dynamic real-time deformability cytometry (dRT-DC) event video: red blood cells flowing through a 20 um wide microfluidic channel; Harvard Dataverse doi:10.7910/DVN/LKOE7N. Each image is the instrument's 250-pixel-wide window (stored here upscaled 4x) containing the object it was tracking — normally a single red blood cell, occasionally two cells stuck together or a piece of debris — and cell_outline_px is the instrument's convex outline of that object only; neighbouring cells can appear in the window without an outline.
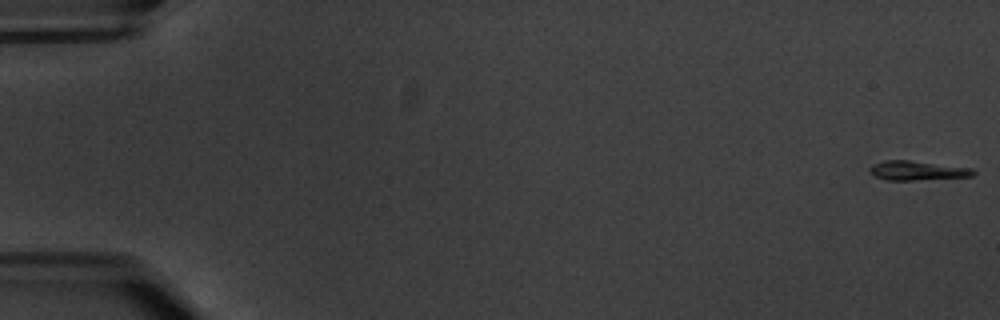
{"species": "common noctule bat (a hibernating species)", "species_latin": "Nyctalus noctula", "temperature_condition": "warm", "stored_images_in_passage": 5, "camera_frame_rate_fps": 3000, "um_per_image_px": 0.085, "animal": {"sex": "male", "body_mass_g": 20.1, "forearm_length_mm": 53.5}, "frame": {"image": 1, "passage_image": 1, "time_ms": 0.0, "image_size_px": [1000, 320], "cell_outline_px": [[976, 172], [972, 176], [912, 180], [888, 180], [876, 176], [868, 168], [872, 164], [884, 160], [908, 160], [972, 168]], "centroid_in_image_um": [77.96, 14.49], "position_along_channel_um": 7.0, "area_um2": 11.44}}
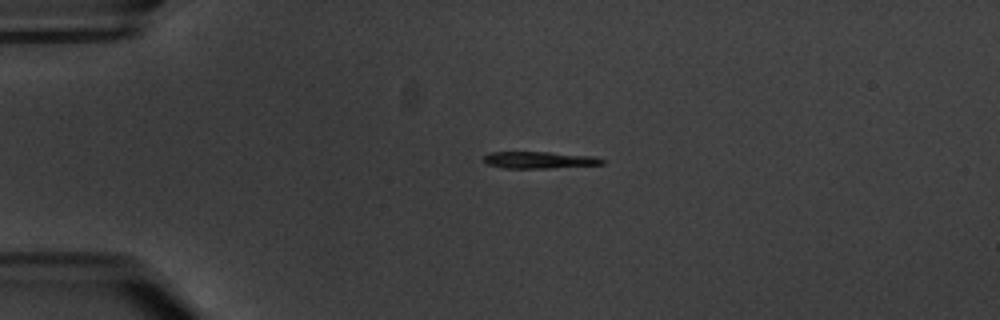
{"frame": {"image": 2, "passage_image": 4, "time_ms": 4.667, "image_size_px": [1000, 320], "cell_outline_px": [[604, 164], [548, 168], [504, 168], [488, 164], [484, 160], [484, 156], [488, 152], [548, 152], [596, 156], [604, 160]], "centroid_in_image_um": [45.85, 13.59], "position_along_channel_um": 39.1, "area_um2": 11.56}}